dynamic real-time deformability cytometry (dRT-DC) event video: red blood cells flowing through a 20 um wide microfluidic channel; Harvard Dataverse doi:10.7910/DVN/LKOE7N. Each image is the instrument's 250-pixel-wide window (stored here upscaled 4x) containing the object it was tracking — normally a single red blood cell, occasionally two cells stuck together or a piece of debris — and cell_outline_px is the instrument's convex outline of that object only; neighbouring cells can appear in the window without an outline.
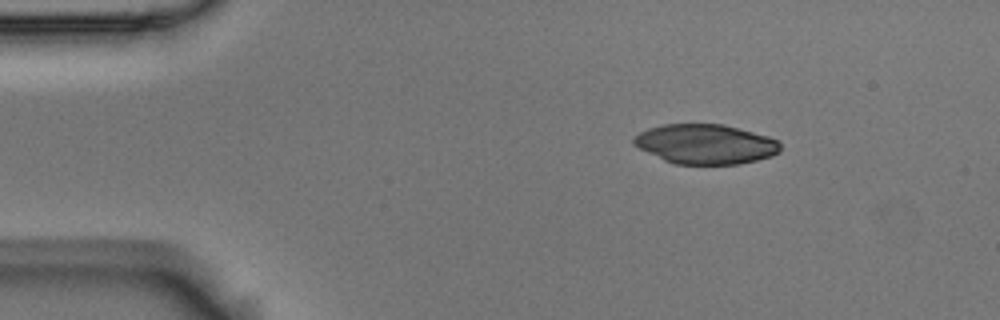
{"species": "Egyptian fruit bat (a non-hibernating species)", "species_latin": "Rousettus aegyptiacus", "temperature_condition": "room temperature", "stored_images_in_passage": 48, "camera_frame_rate_fps": 3000, "um_per_image_px": 0.085, "animal": {"sex": "male"}, "frame": {"image": 1, "passage_image": 1, "time_ms": 0.0, "image_size_px": [1000, 320], "cell_outline_px": [[780, 152], [772, 156], [740, 164], [676, 164], [664, 160], [632, 144], [632, 140], [640, 132], [648, 128], [664, 124], [724, 124], [768, 136], [776, 140], [780, 144]], "centroid_in_image_um": [59.98, 12.25], "position_along_channel_um": 25.0, "area_um2": 33.81}}